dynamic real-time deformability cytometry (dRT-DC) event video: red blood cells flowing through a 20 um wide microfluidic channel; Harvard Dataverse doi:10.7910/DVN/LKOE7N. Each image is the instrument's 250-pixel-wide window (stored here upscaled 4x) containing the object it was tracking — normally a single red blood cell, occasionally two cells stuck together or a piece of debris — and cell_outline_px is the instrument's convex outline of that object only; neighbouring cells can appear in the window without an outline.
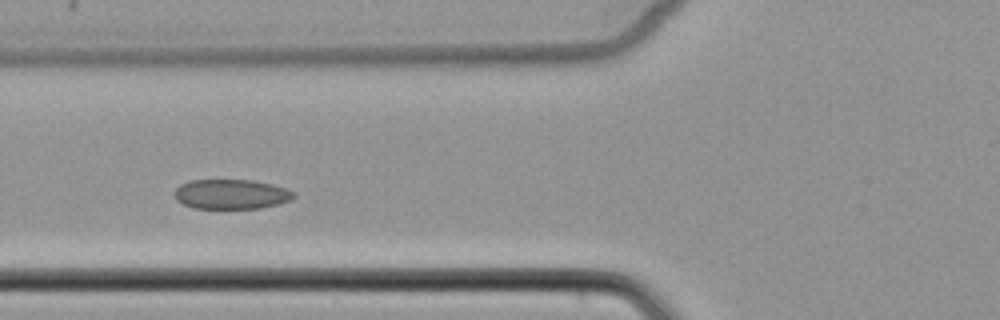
{"species": "common noctule bat (a hibernating species)", "species_latin": "Nyctalus noctula", "temperature_condition": "cold", "stored_images_in_passage": 5, "camera_frame_rate_fps": 3000, "um_per_image_px": 0.085, "animal": {"sex": "female", "body_mass_g": 22.7, "forearm_length_mm": 54.2}, "frame": {"image": 1, "passage_image": 3, "time_ms": 2.333, "image_size_px": [1000, 320], "cell_outline_px": [[296, 196], [292, 200], [260, 208], [192, 208], [176, 200], [176, 188], [180, 184], [192, 180], [252, 180], [272, 184], [288, 188], [296, 192]], "centroid_in_image_um": [19.7, 16.5], "position_along_channel_um": 106.1, "area_um2": 20.69}}
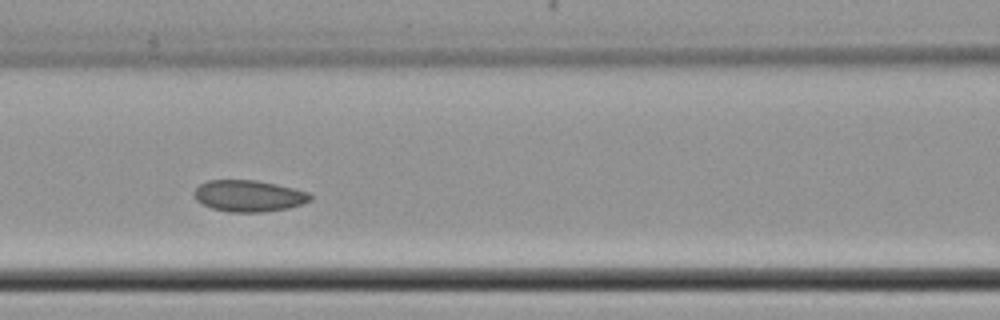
{"frame": {"image": 2, "passage_image": 4, "time_ms": 3.333, "image_size_px": [1000, 320], "cell_outline_px": [[312, 200], [288, 208], [264, 212], [232, 212], [212, 208], [196, 200], [192, 192], [200, 184], [208, 180], [256, 180], [276, 184], [308, 192], [312, 196]], "centroid_in_image_um": [21.13, 16.65], "position_along_channel_um": 145.5, "area_um2": 21.21}}
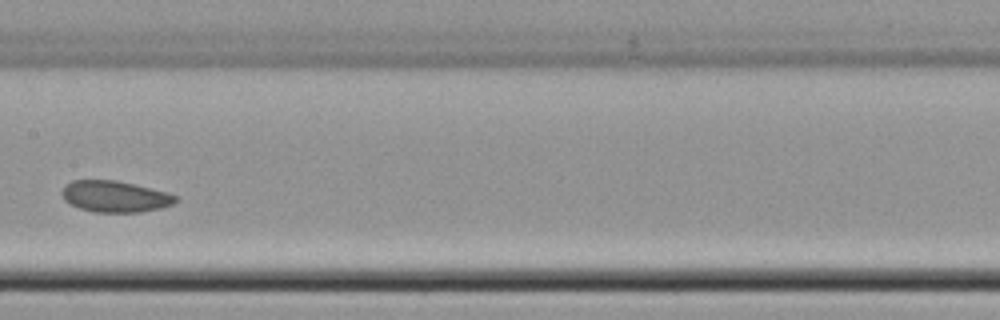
{"frame": {"image": 3, "passage_image": 5, "time_ms": 4.667, "image_size_px": [1000, 320], "cell_outline_px": [[180, 200], [172, 204], [160, 208], [140, 212], [96, 212], [80, 208], [64, 200], [60, 192], [64, 184], [72, 180], [116, 180], [164, 192], [176, 196]], "centroid_in_image_um": [9.72, 16.7], "position_along_channel_um": 197.7, "area_um2": 20.58}}